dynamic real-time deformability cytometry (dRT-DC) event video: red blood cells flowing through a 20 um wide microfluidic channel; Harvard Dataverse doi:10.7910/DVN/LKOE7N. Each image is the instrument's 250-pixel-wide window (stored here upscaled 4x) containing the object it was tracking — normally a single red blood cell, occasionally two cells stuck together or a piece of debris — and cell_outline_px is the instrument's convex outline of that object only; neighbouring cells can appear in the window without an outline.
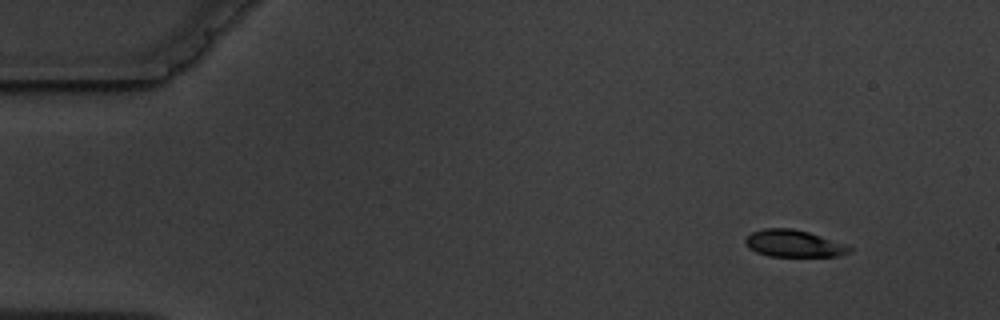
{"species": "common noctule bat (a hibernating species)", "species_latin": "Nyctalus noctula", "temperature_condition": "warm", "stored_images_in_passage": 4, "camera_frame_rate_fps": 3000, "um_per_image_px": 0.085, "animal": {"sex": "male", "body_mass_g": 19.5, "forearm_length_mm": 54.6}, "frame": {"image": 1, "passage_image": 1, "time_ms": 0.0, "image_size_px": [1000, 320], "cell_outline_px": [[852, 252], [836, 256], [768, 256], [756, 252], [748, 248], [744, 240], [752, 232], [764, 228], [792, 228], [808, 232], [820, 236], [852, 248]], "centroid_in_image_um": [67.41, 20.7], "position_along_channel_um": 17.6, "area_um2": 16.13}}
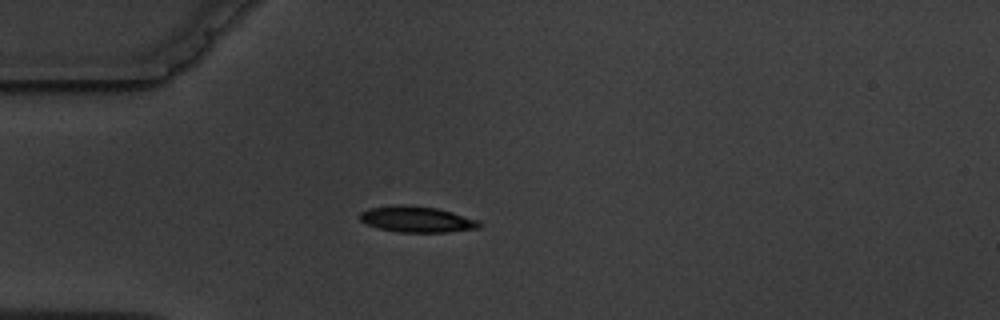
{"frame": {"image": 2, "passage_image": 4, "time_ms": 3.333, "image_size_px": [1000, 320], "cell_outline_px": [[484, 224], [480, 228], [444, 232], [396, 232], [380, 228], [368, 224], [360, 220], [360, 212], [368, 208], [392, 204], [408, 204], [436, 208], [452, 212], [480, 220]], "centroid_in_image_um": [35.45, 18.62], "position_along_channel_um": 49.5, "area_um2": 18.32}}